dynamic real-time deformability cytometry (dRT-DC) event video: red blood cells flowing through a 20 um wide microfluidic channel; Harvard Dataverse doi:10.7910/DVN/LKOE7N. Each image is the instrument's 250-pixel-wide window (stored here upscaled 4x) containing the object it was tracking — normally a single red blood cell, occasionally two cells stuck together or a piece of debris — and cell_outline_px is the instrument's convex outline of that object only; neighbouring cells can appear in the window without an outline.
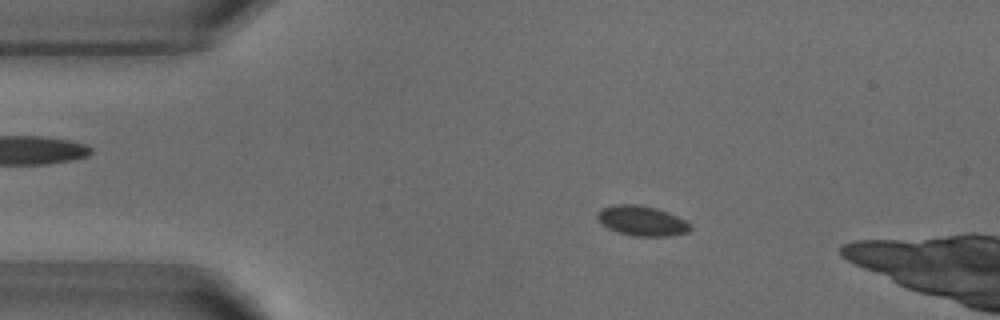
{"species": "common noctule bat (a hibernating species)", "species_latin": "Nyctalus noctula", "temperature_condition": "warm", "stored_images_in_passage": 53, "camera_frame_rate_fps": 3000, "um_per_image_px": 0.085, "animal": {"sex": "male", "body_mass_g": 18.8}, "frame": {"image": 1, "passage_image": 9, "time_ms": 2.667, "image_size_px": [1000, 320], "cell_outline_px": [[692, 228], [688, 232], [668, 236], [632, 236], [608, 228], [596, 216], [596, 212], [600, 208], [616, 204], [636, 204], [656, 208], [668, 212], [692, 224]], "centroid_in_image_um": [54.57, 18.76], "position_along_channel_um": 30.4, "area_um2": 16.18}}
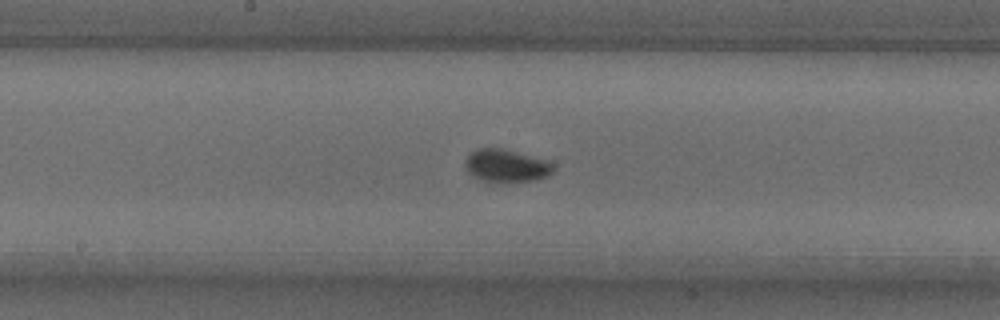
{"frame": {"image": 2, "passage_image": 26, "time_ms": 8.333, "image_size_px": [1000, 320], "cell_outline_px": [[556, 168], [548, 176], [536, 180], [500, 184], [480, 180], [472, 176], [468, 172], [464, 164], [464, 160], [476, 148], [500, 148], [548, 160]], "centroid_in_image_um": [43.02, 14.12], "position_along_channel_um": 205.2, "area_um2": 17.28}}
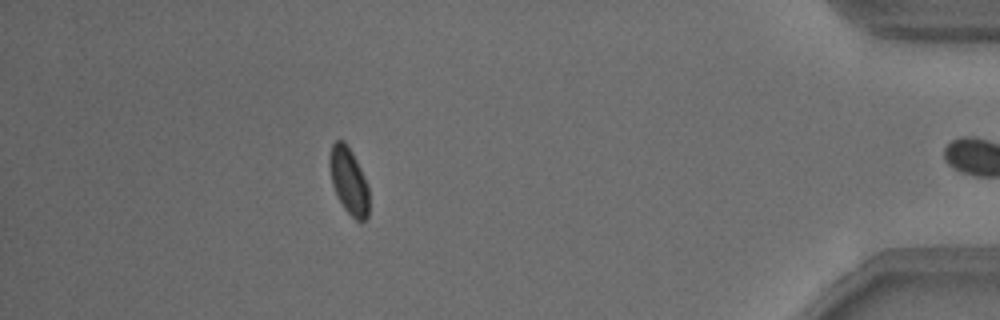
{"frame": {"image": 3, "passage_image": 46, "time_ms": 15.0, "image_size_px": [1000, 320], "cell_outline_px": [[368, 216], [364, 220], [356, 220], [344, 208], [332, 184], [328, 164], [328, 156], [332, 144], [336, 140], [344, 140], [352, 152], [368, 184]], "centroid_in_image_um": [29.62, 15.33], "position_along_channel_um": 405.6, "area_um2": 15.2}, "authors_computed_cell_mechanics": {"area_um2": 15.895, "velocity_mm_per_s": 3.8089, "shape_relaxation_time_tau1_ms": 2.0762, "shape_relaxation_time_tau2_ms": null, "deformation_change_tau1": 0.0658, "deformation_change_tau2": null}}